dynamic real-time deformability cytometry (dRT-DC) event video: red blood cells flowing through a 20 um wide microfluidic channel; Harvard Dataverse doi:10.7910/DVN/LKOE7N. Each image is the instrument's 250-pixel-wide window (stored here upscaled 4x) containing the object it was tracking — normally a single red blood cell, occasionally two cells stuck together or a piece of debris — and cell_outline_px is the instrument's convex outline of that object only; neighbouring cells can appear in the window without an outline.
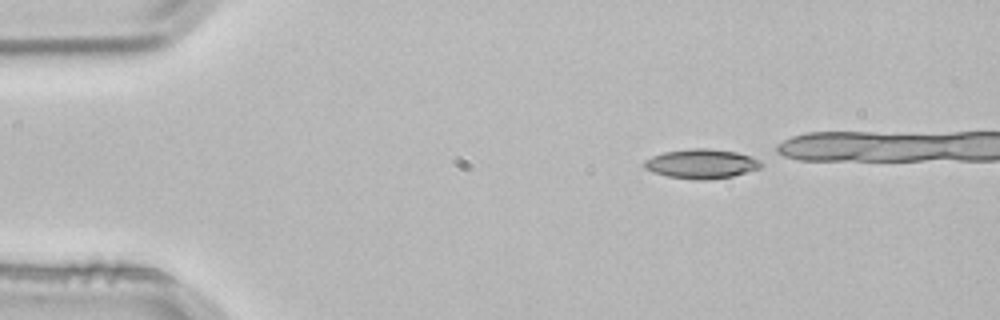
{"species": "common noctule bat (a hibernating species)", "species_latin": "Nyctalus noctula", "temperature_condition": "room temperature", "stored_images_in_passage": 2, "camera_frame_rate_fps": 3000, "um_per_image_px": 0.085, "animal": {"sex": "male", "body_mass_g": 21.5, "forearm_length_mm": 52.0}, "frame": {"image": 1, "passage_image": 1, "time_ms": 0.0, "image_size_px": [1000, 320], "cell_outline_px": [[764, 164], [760, 168], [732, 176], [704, 180], [696, 180], [668, 176], [652, 172], [644, 168], [644, 160], [652, 156], [664, 152], [692, 148], [708, 148], [736, 152], [752, 156], [760, 160]], "centroid_in_image_um": [59.63, 13.92], "position_along_channel_um": 25.4, "area_um2": 20.06}}